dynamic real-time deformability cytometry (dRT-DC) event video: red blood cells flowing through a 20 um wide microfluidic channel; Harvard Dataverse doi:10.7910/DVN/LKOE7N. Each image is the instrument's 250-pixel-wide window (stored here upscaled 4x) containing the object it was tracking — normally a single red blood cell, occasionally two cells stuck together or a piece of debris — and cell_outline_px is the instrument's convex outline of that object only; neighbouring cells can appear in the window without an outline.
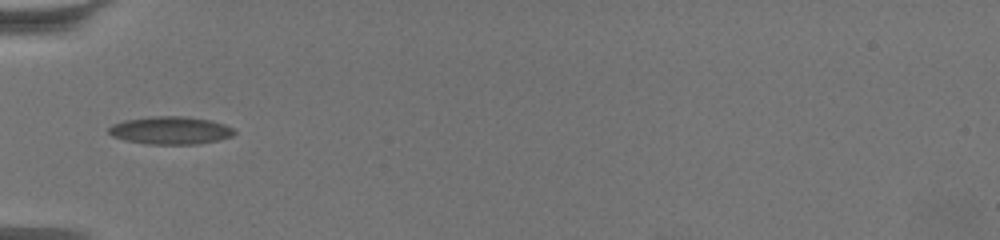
{"species": "common noctule bat (a hibernating species)", "species_latin": "Nyctalus noctula", "temperature_condition": "warm", "stored_images_in_passage": 32, "camera_frame_rate_fps": 3000, "um_per_image_px": 0.085, "animal": {"sex": "female", "body_mass_g": 19.5, "forearm_length_mm": 54.1}, "frame": {"image": 1, "passage_image": 1, "time_ms": 0.0, "image_size_px": [1000, 240], "cell_outline_px": [[236, 132], [232, 136], [216, 140], [196, 144], [148, 144], [124, 140], [112, 136], [108, 132], [108, 128], [112, 124], [124, 120], [152, 116], [184, 116], [212, 120], [224, 124], [232, 128]], "centroid_in_image_um": [14.46, 11.07], "position_along_channel_um": 70.5, "area_um2": 20.35}}
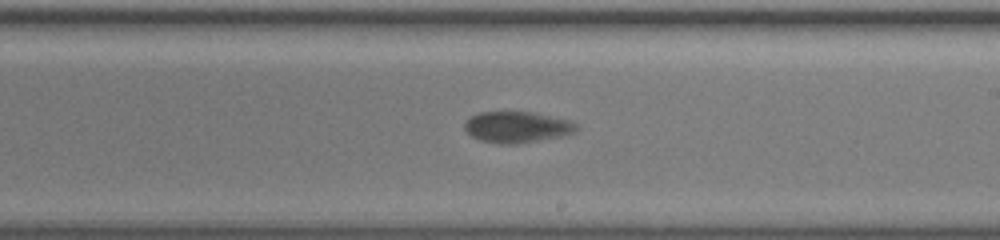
{"frame": {"image": 2, "passage_image": 17, "time_ms": 5.333, "image_size_px": [1000, 240], "cell_outline_px": [[580, 128], [576, 132], [568, 136], [516, 144], [500, 144], [480, 140], [472, 136], [464, 128], [464, 124], [472, 116], [480, 112], [532, 112], [572, 120]], "centroid_in_image_um": [44.04, 10.81], "position_along_channel_um": 245.0, "area_um2": 20.58}}
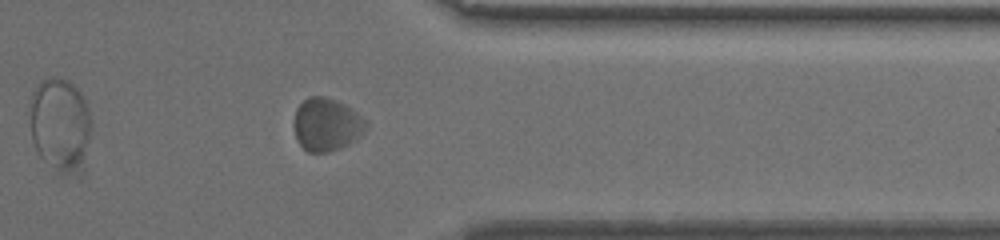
{"frame": {"image": 3, "passage_image": 30, "time_ms": 9.667, "image_size_px": [1000, 240], "cell_outline_px": [[368, 128], [356, 140], [340, 148], [328, 152], [308, 152], [296, 140], [292, 124], [296, 108], [308, 96], [320, 96], [336, 100], [352, 108], [364, 120]], "centroid_in_image_um": [27.73, 10.59], "position_along_channel_um": 383.7, "area_um2": 22.37}, "authors_computed_cell_mechanics": {"area_um2": 20.8369, "velocity_mm_per_s": 3.2994, "shape_relaxation_time_tau1_ms": 5.4388, "shape_relaxation_time_tau2_ms": null, "deformation_change_tau1": 0.1105, "deformation_change_tau2": null}}